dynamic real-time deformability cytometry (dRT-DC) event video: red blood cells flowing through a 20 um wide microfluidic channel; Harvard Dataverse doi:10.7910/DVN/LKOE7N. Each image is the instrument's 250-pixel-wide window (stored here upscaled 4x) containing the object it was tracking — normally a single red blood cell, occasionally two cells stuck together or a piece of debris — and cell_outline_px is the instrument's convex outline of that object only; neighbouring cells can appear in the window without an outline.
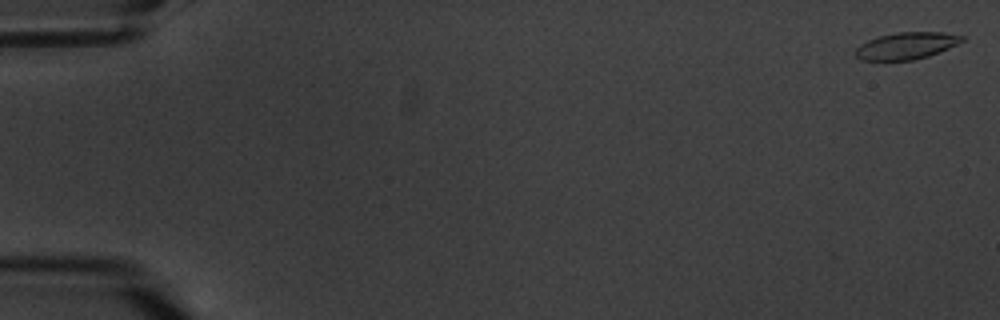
{"species": "common noctule bat (a hibernating species)", "species_latin": "Nyctalus noctula", "temperature_condition": "warm", "stored_images_in_passage": 6, "camera_frame_rate_fps": 3000, "um_per_image_px": 0.085, "animal": {"sex": "male", "body_mass_g": 20.1, "forearm_length_mm": 53.5}, "frame": {"image": 1, "passage_image": 1, "time_ms": 0.0, "image_size_px": [1000, 320], "cell_outline_px": [[964, 40], [948, 48], [928, 56], [912, 60], [860, 60], [856, 56], [856, 48], [860, 44], [868, 40], [880, 36], [900, 32], [944, 32], [964, 36]], "centroid_in_image_um": [77.04, 3.89], "position_along_channel_um": 8.0, "area_um2": 16.47}}
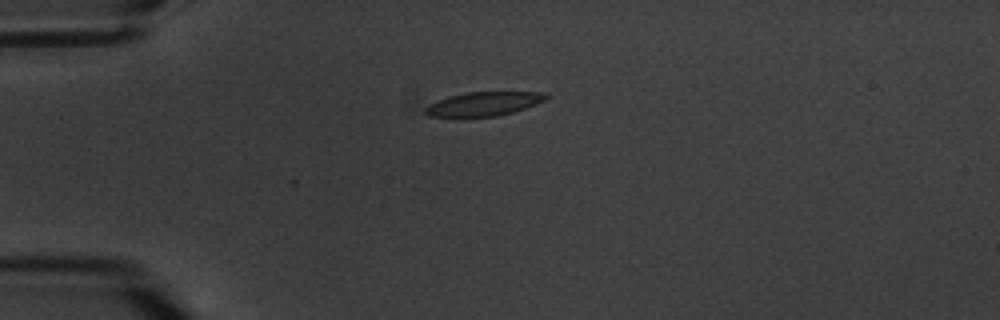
{"frame": {"image": 2, "passage_image": 5, "time_ms": 5.0, "image_size_px": [1000, 320], "cell_outline_px": [[548, 96], [544, 100], [536, 104], [512, 112], [496, 116], [428, 116], [424, 112], [424, 108], [428, 104], [448, 96], [468, 92], [544, 92]], "centroid_in_image_um": [41.08, 8.82], "position_along_channel_um": 43.9, "area_um2": 16.59}}